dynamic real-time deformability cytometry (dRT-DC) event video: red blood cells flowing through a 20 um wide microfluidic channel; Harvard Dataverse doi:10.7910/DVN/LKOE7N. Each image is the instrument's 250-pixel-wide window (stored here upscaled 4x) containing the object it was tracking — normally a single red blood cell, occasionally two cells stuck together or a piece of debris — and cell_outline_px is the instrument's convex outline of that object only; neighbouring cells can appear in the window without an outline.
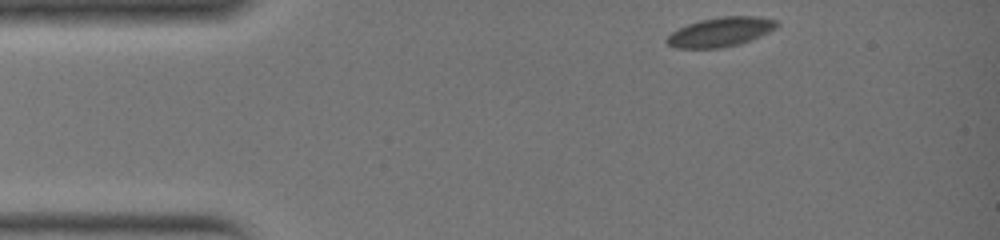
{"species": "common noctule bat (a hibernating species)", "species_latin": "Nyctalus noctula", "temperature_condition": "warm", "stored_images_in_passage": 28, "camera_frame_rate_fps": 3000, "um_per_image_px": 0.085, "animal": {"sex": "female", "body_mass_g": 19.0, "forearm_length_mm": 51.5}, "frame": {"image": 1, "passage_image": 1, "time_ms": 0.0, "image_size_px": [1000, 240], "cell_outline_px": [[780, 24], [776, 28], [760, 36], [740, 44], [720, 48], [676, 48], [668, 44], [664, 40], [672, 32], [688, 24], [700, 20], [724, 16], [756, 16], [776, 20]], "centroid_in_image_um": [61.26, 2.72], "position_along_channel_um": 23.7, "area_um2": 18.73}}
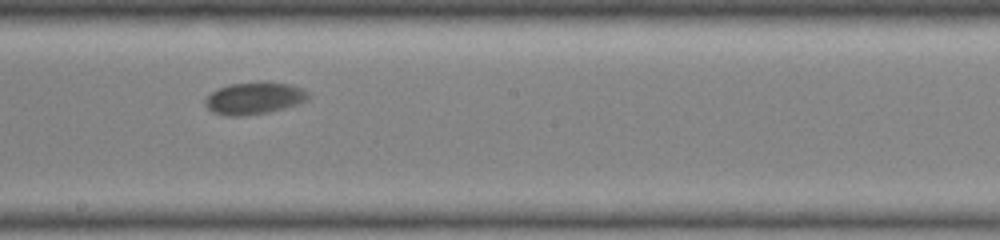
{"frame": {"image": 2, "passage_image": 16, "time_ms": 5.0, "image_size_px": [1000, 240], "cell_outline_px": [[312, 96], [308, 100], [284, 108], [268, 112], [244, 116], [228, 116], [212, 112], [204, 104], [204, 100], [212, 92], [228, 84], [260, 80], [264, 80], [292, 84], [304, 88]], "centroid_in_image_um": [21.65, 8.32], "position_along_channel_um": 226.5, "area_um2": 19.83}}
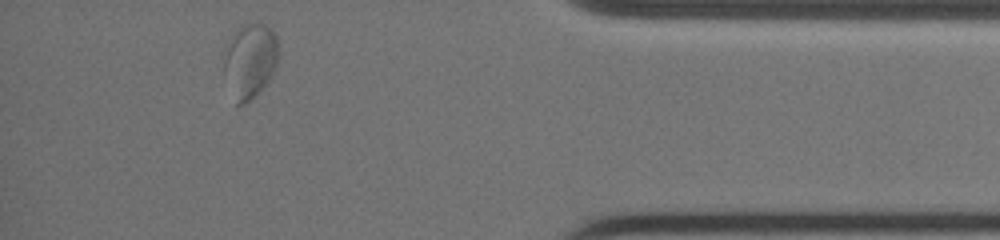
{"frame": {"image": 3, "passage_image": 28, "time_ms": 9.0, "image_size_px": [1000, 240], "cell_outline_px": [[276, 64], [268, 80], [244, 104], [236, 104], [224, 72], [224, 48], [228, 36], [236, 28], [244, 24], [256, 20], [260, 20], [272, 28], [276, 32]], "centroid_in_image_um": [21.2, 5.01], "position_along_channel_um": 414.0, "area_um2": 23.76}}